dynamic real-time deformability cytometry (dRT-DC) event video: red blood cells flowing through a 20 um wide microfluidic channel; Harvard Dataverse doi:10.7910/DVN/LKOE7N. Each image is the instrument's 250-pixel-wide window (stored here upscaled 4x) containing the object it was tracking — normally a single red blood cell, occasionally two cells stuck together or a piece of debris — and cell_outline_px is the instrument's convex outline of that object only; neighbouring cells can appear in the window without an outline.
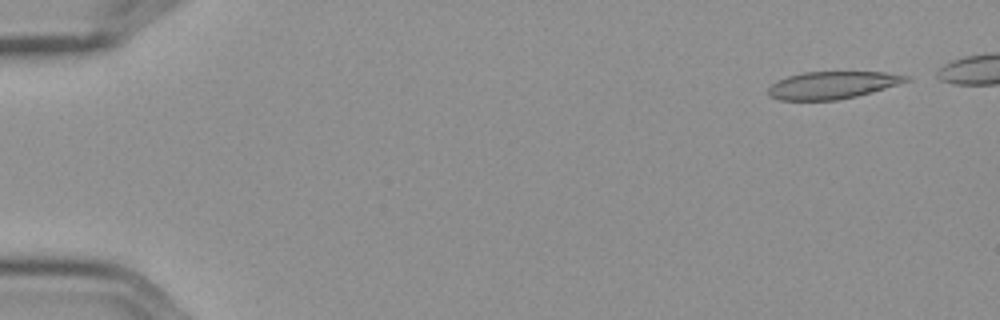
{"species": "Egyptian fruit bat (a non-hibernating species)", "species_latin": "Rousettus aegyptiacus", "temperature_condition": "cold", "stored_images_in_passage": 6, "camera_frame_rate_fps": 3000, "um_per_image_px": 0.085, "frame": {"image": 1, "passage_image": 1, "time_ms": 0.0, "image_size_px": [1000, 320], "cell_outline_px": [[912, 80], [872, 92], [856, 96], [836, 100], [780, 100], [768, 96], [768, 88], [776, 80], [788, 76], [804, 72], [884, 72], [912, 76]], "centroid_in_image_um": [70.76, 7.23], "position_along_channel_um": 14.2, "area_um2": 22.08}}
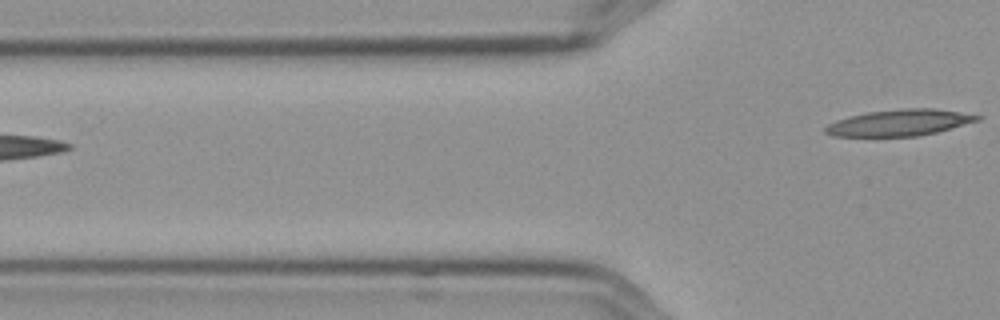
{"frame": {"image": 2, "passage_image": 6, "time_ms": 1.667, "image_size_px": [1000, 320], "cell_outline_px": [[984, 116], [980, 120], [936, 132], [920, 136], [832, 136], [824, 132], [824, 128], [828, 124], [836, 120], [848, 116], [868, 112], [900, 108], [936, 108]], "centroid_in_image_um": [76.45, 10.42], "position_along_channel_um": 49.3, "area_um2": 23.41}}